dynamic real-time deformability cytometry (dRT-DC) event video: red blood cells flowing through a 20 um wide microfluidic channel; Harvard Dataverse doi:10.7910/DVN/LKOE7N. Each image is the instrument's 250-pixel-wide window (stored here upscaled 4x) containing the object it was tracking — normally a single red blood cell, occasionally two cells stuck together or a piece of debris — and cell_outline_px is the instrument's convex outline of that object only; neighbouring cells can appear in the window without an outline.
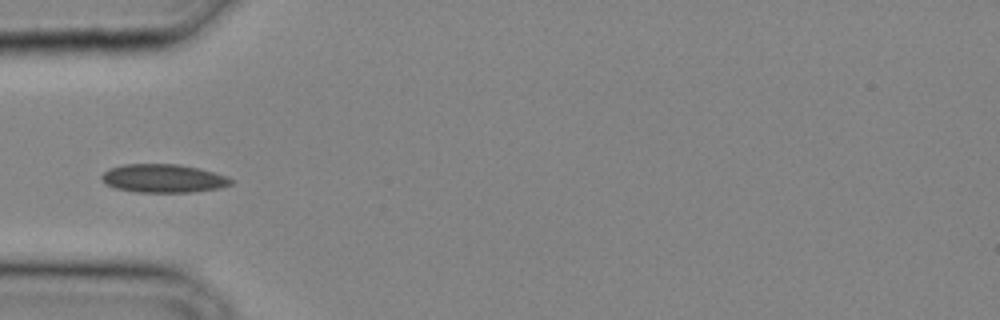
{"species": "common noctule bat (a hibernating species)", "species_latin": "Nyctalus noctula", "temperature_condition": "cold", "stored_images_in_passage": 27, "camera_frame_rate_fps": 3000, "um_per_image_px": 0.085, "animal": {"sex": "male", "body_mass_g": 20.4}, "frame": {"image": 1, "passage_image": 5, "time_ms": 1.333, "image_size_px": [1000, 320], "cell_outline_px": [[236, 180], [232, 184], [220, 188], [192, 192], [136, 192], [116, 188], [108, 184], [100, 176], [108, 168], [124, 164], [180, 164], [200, 168], [228, 176]], "centroid_in_image_um": [13.95, 15.15], "position_along_channel_um": 71.1, "area_um2": 21.56}}
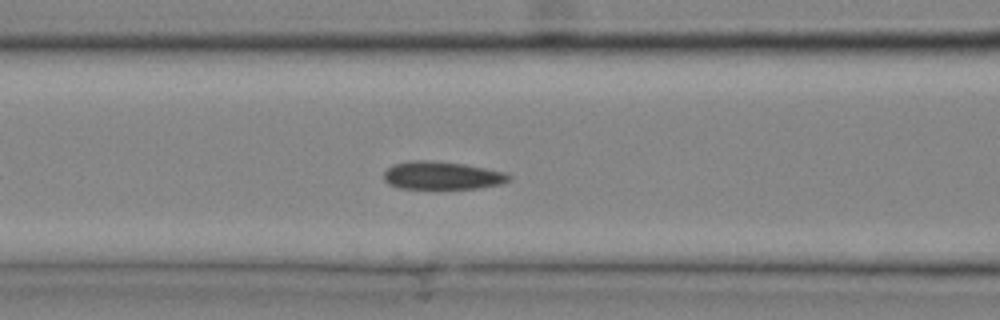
{"frame": {"image": 2, "passage_image": 8, "time_ms": 2.333, "image_size_px": [1000, 320], "cell_outline_px": [[512, 176], [508, 180], [500, 184], [476, 188], [400, 188], [388, 184], [384, 180], [384, 172], [392, 164], [408, 160], [432, 160], [464, 164], [504, 172]], "centroid_in_image_um": [37.52, 14.9], "position_along_channel_um": 129.1, "area_um2": 20.29}}